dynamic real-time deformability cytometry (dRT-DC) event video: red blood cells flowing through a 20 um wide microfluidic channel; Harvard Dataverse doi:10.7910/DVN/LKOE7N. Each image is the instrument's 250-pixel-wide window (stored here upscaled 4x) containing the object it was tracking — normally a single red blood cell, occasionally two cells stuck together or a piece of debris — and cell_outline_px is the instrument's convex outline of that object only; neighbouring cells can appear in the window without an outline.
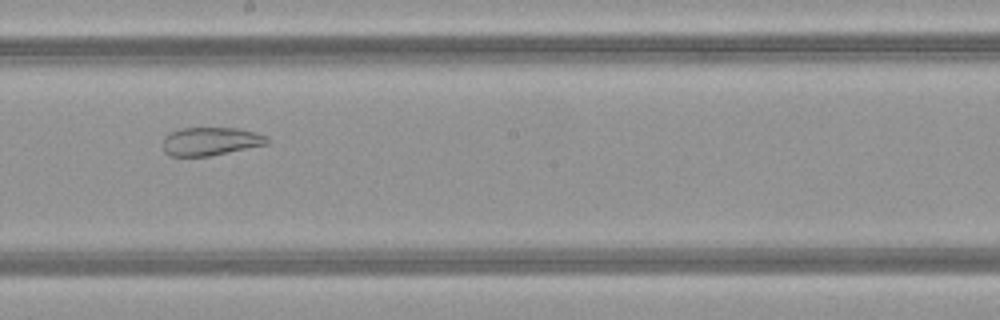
{"species": "common noctule bat (a hibernating species)", "species_latin": "Nyctalus noctula", "temperature_condition": "warm", "stored_images_in_passage": 50, "camera_frame_rate_fps": 3000, "um_per_image_px": 0.085, "animal": {"sex": "female", "body_mass_g": 21.9}, "frame": {"image": 1, "passage_image": 28, "time_ms": 9.0, "image_size_px": [1000, 320], "cell_outline_px": [[268, 144], [212, 156], [168, 156], [164, 152], [164, 136], [180, 128], [236, 128], [256, 132], [268, 136]], "centroid_in_image_um": [17.92, 12.02], "position_along_channel_um": 230.3, "area_um2": 17.28}}
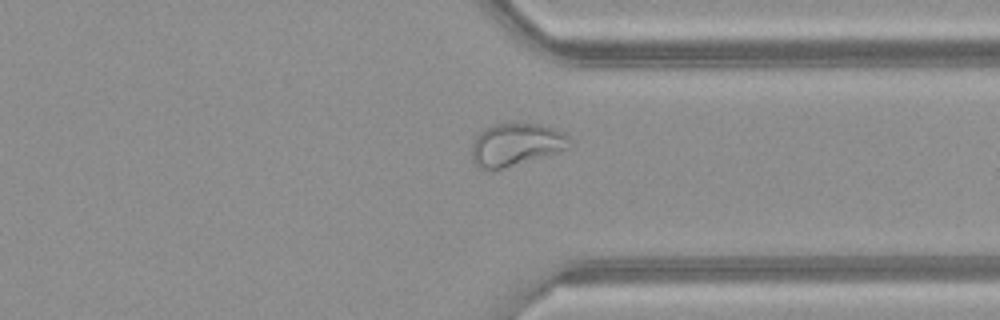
{"frame": {"image": 2, "passage_image": 38, "time_ms": 12.333, "image_size_px": [1000, 320], "cell_outline_px": [[572, 144], [568, 148], [496, 172], [480, 168], [472, 160], [472, 144], [476, 136], [480, 132], [496, 124], [540, 124], [564, 132], [572, 140]], "centroid_in_image_um": [43.86, 12.33], "position_along_channel_um": 367.5, "area_um2": 24.39}}
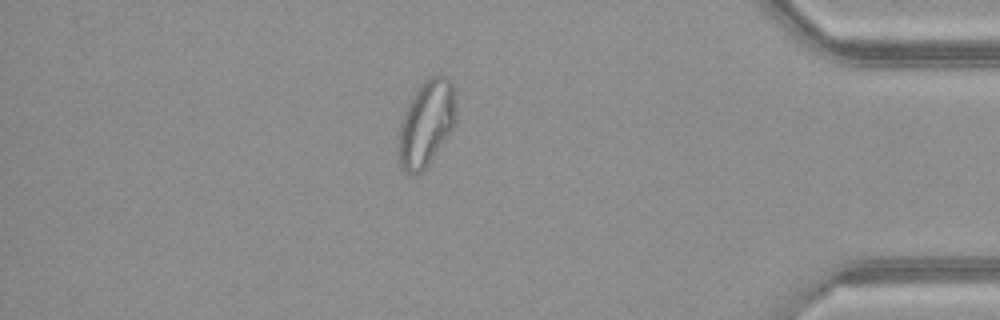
{"frame": {"image": 3, "passage_image": 43, "time_ms": 14.0, "image_size_px": [1000, 320], "cell_outline_px": [[456, 112], [452, 128], [424, 168], [420, 172], [412, 176], [400, 168], [396, 160], [396, 144], [400, 124], [404, 112], [412, 96], [424, 80], [428, 76], [440, 72], [448, 76], [452, 84]], "centroid_in_image_um": [36.17, 10.47], "position_along_channel_um": 399.0, "area_um2": 29.02}, "authors_computed_cell_mechanics": {"area_um2": 28.4665, "velocity_mm_per_s": 4.1355, "shape_relaxation_time_tau1_ms": null, "shape_relaxation_time_tau2_ms": 0.9432, "deformation_change_tau1": null, "deformation_change_tau2": 0.0746}}